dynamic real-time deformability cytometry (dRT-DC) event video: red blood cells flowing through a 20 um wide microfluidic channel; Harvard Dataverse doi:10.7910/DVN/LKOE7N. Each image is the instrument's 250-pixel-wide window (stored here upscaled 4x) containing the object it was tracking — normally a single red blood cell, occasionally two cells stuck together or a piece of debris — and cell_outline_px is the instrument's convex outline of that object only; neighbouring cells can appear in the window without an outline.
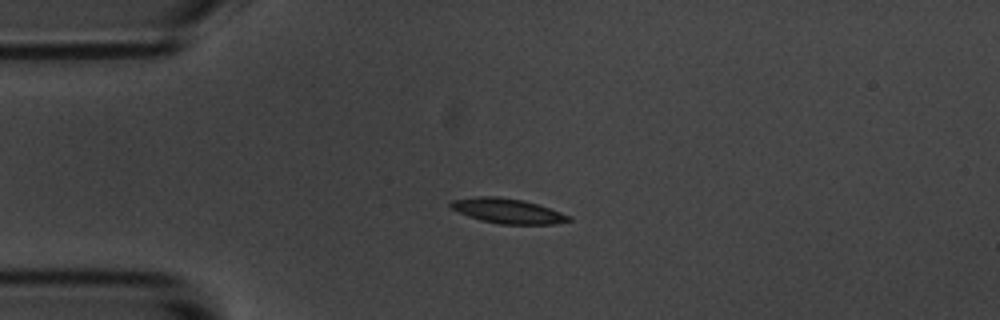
{"species": "common noctule bat (a hibernating species)", "species_latin": "Nyctalus noctula", "temperature_condition": "room temperature", "stored_images_in_passage": 4, "camera_frame_rate_fps": 3000, "um_per_image_px": 0.085, "animal": {"sex": "male", "body_mass_g": 20.1, "forearm_length_mm": 53.5}, "frame": {"image": 1, "passage_image": 3, "time_ms": 2.333, "image_size_px": [1000, 320], "cell_outline_px": [[572, 220], [552, 224], [500, 224], [480, 220], [468, 216], [452, 208], [448, 204], [452, 200], [476, 196], [496, 196], [524, 200], [572, 216]], "centroid_in_image_um": [43.14, 17.92], "position_along_channel_um": 41.9, "area_um2": 16.99}}